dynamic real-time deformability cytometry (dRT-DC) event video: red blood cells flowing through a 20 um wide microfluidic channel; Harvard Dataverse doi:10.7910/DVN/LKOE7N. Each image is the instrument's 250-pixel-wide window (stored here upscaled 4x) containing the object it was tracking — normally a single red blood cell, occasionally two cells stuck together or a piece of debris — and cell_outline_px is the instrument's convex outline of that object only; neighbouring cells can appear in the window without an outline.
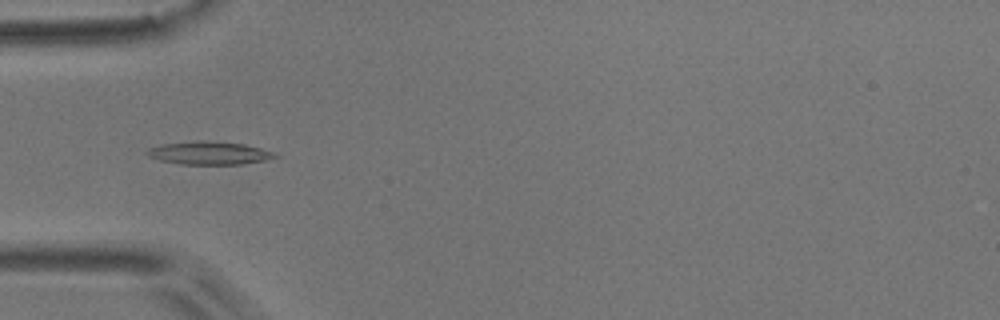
{"species": "common noctule bat (a hibernating species)", "species_latin": "Nyctalus noctula", "temperature_condition": "room temperature", "stored_images_in_passage": 6, "camera_frame_rate_fps": 3000, "um_per_image_px": 0.085, "animal": {"sex": "male", "body_mass_g": 17.9}, "frame": {"image": 1, "passage_image": 4, "time_ms": 1.0, "image_size_px": [1000, 320], "cell_outline_px": [[280, 156], [264, 160], [240, 164], [180, 164], [160, 160], [148, 156], [144, 152], [148, 148], [160, 144], [200, 140], [244, 144], [260, 148], [272, 152]], "centroid_in_image_um": [17.71, 13.0], "position_along_channel_um": 67.3, "area_um2": 17.05}}
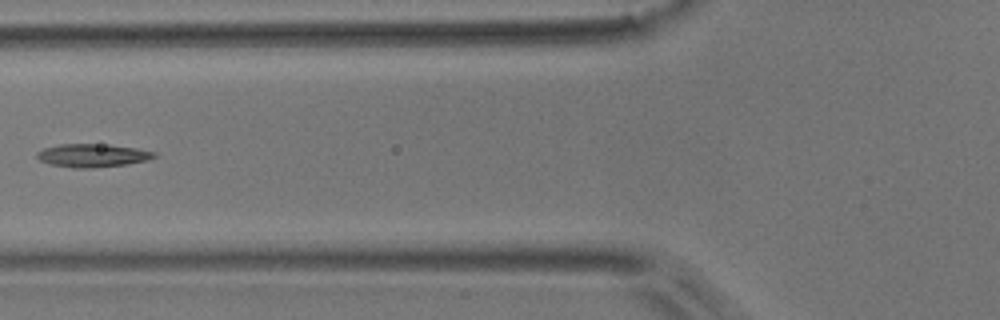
{"frame": {"image": 2, "passage_image": 5, "time_ms": 1.333, "image_size_px": [1000, 320], "cell_outline_px": [[156, 156], [148, 160], [128, 164], [92, 168], [72, 168], [52, 164], [40, 160], [36, 156], [36, 152], [44, 148], [60, 144], [108, 144], [136, 148], [156, 152]], "centroid_in_image_um": [7.88, 13.21], "position_along_channel_um": 117.9, "area_um2": 15.9}}
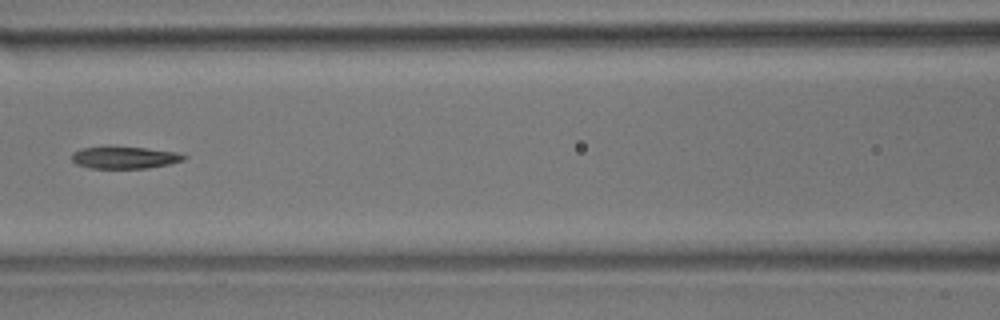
{"frame": {"image": 3, "passage_image": 6, "time_ms": 1.667, "image_size_px": [1000, 320], "cell_outline_px": [[188, 156], [184, 160], [168, 164], [148, 168], [88, 168], [76, 164], [72, 160], [72, 152], [80, 148], [144, 148], [176, 152]], "centroid_in_image_um": [10.59, 13.41], "position_along_channel_um": 156.0, "area_um2": 14.05}}